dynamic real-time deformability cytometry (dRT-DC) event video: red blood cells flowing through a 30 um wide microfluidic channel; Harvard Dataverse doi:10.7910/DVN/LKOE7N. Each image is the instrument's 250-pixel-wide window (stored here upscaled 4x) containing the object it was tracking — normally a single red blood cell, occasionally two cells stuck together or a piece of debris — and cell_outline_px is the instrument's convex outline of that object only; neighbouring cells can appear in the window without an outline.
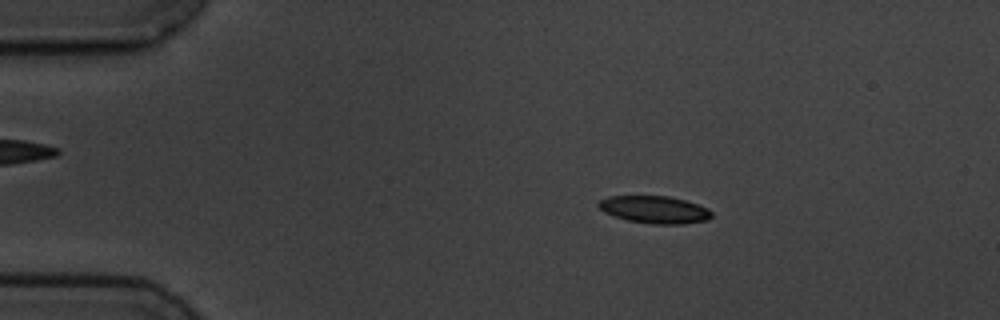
{"species": "common noctule bat (a hibernating species)", "species_latin": "Nyctalus noctula", "temperature_condition": "cold", "stored_images_in_passage": 5, "segment_of_instrument_passage": [1, 2], "camera_frame_rate_fps": 3000, "um_per_image_px": 0.085, "animal": {"sex": "male", "body_mass_g": 19.5, "forearm_length_mm": 54.6}, "frame": {"image": 1, "passage_image": 2, "time_ms": 1.333, "image_size_px": [1000, 320], "cell_outline_px": [[712, 216], [708, 220], [684, 224], [652, 224], [628, 220], [604, 212], [596, 204], [600, 200], [608, 196], [668, 196], [684, 200], [708, 208], [712, 212]], "centroid_in_image_um": [55.65, 17.82], "position_along_channel_um": 29.4, "area_um2": 17.98}}